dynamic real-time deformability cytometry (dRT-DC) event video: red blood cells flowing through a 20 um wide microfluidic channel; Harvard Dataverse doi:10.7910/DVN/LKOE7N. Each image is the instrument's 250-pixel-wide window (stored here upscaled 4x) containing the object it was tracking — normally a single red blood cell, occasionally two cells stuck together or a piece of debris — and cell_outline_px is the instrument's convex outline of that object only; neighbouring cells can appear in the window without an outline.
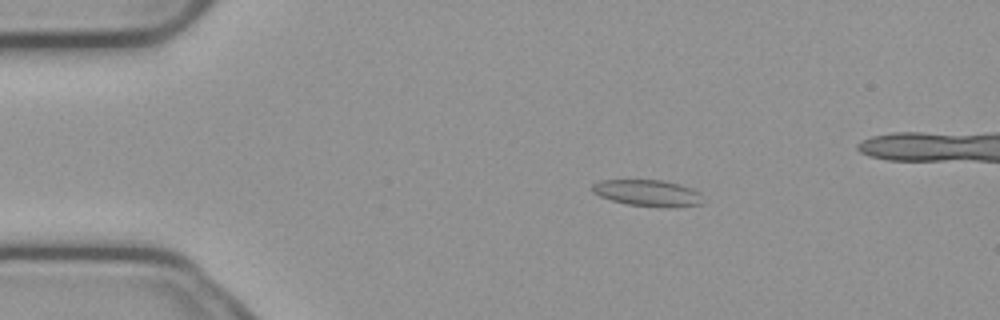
{"species": "common noctule bat (a hibernating species)", "species_latin": "Nyctalus noctula", "temperature_condition": "cold", "stored_images_in_passage": 34, "camera_frame_rate_fps": 3000, "um_per_image_px": 0.085, "animal": {"sex": "male", "body_mass_g": 23.1, "forearm_length_mm": 52.7}, "frame": {"image": 1, "passage_image": 1, "time_ms": 0.0, "image_size_px": [1000, 320], "cell_outline_px": [[704, 204], [628, 204], [612, 200], [600, 196], [592, 192], [592, 184], [600, 180], [664, 180], [680, 184], [692, 188], [700, 192]], "centroid_in_image_um": [54.99, 16.33], "position_along_channel_um": 30.0, "area_um2": 16.13}}
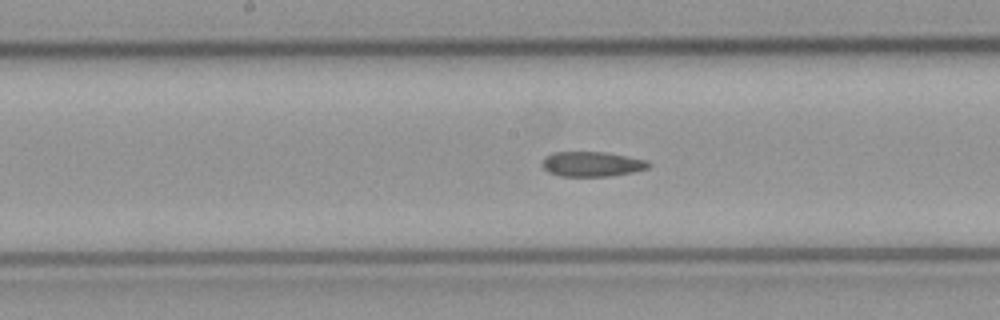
{"frame": {"image": 2, "passage_image": 19, "time_ms": 6.0, "image_size_px": [1000, 320], "cell_outline_px": [[652, 164], [648, 168], [632, 172], [608, 176], [560, 176], [548, 172], [544, 168], [544, 156], [552, 152], [604, 152], [648, 160]], "centroid_in_image_um": [50.33, 13.94], "position_along_channel_um": 197.9, "area_um2": 15.37}}
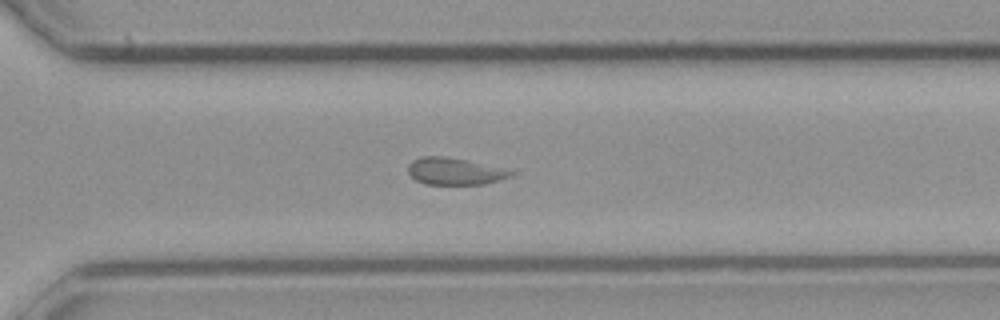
{"frame": {"image": 3, "passage_image": 30, "time_ms": 9.667, "image_size_px": [1000, 320], "cell_outline_px": [[512, 176], [484, 184], [424, 184], [416, 180], [408, 172], [408, 164], [412, 160], [420, 156], [444, 156], [468, 160], [512, 172]], "centroid_in_image_um": [38.55, 14.55], "position_along_channel_um": 332.1, "area_um2": 15.84}}